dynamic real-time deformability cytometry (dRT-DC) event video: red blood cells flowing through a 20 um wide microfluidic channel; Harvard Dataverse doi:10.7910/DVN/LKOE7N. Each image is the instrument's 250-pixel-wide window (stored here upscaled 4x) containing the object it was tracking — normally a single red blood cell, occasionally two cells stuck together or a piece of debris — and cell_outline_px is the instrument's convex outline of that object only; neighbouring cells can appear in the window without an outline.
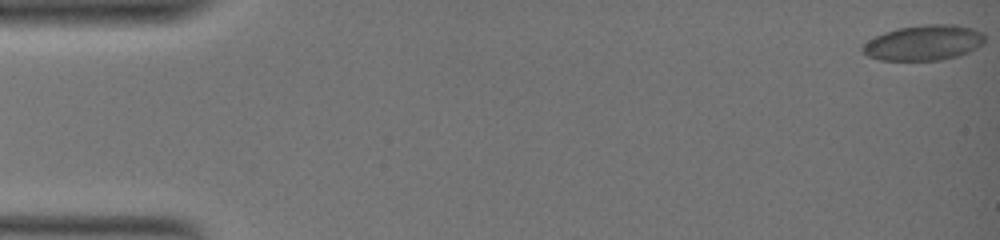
{"species": "common noctule bat (a hibernating species)", "species_latin": "Nyctalus noctula", "temperature_condition": "warm", "stored_images_in_passage": 67, "camera_frame_rate_fps": 3000, "um_per_image_px": 0.085, "animal": {"sex": "female", "body_mass_g": 19.0, "forearm_length_mm": 51.5}, "frame": {"image": 1, "passage_image": 1, "time_ms": 0.0, "image_size_px": [1000, 240], "cell_outline_px": [[984, 44], [960, 56], [940, 60], [880, 60], [868, 56], [860, 48], [868, 40], [884, 32], [900, 28], [924, 24], [956, 24], [972, 28], [984, 32]], "centroid_in_image_um": [78.55, 3.63], "position_along_channel_um": 6.4, "area_um2": 25.26}}
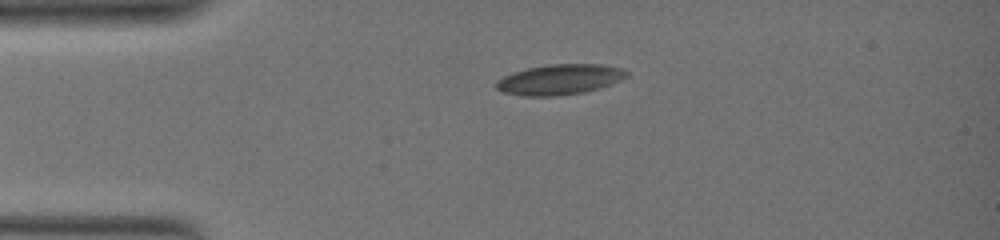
{"frame": {"image": 2, "passage_image": 48, "time_ms": 5.333, "image_size_px": [1000, 240], "cell_outline_px": [[628, 76], [620, 80], [600, 88], [584, 92], [556, 96], [524, 96], [504, 92], [496, 88], [496, 80], [504, 76], [528, 68], [548, 64], [604, 64], [624, 68], [628, 72]], "centroid_in_image_um": [47.61, 6.75], "position_along_channel_um": 37.4, "area_um2": 23.06}}